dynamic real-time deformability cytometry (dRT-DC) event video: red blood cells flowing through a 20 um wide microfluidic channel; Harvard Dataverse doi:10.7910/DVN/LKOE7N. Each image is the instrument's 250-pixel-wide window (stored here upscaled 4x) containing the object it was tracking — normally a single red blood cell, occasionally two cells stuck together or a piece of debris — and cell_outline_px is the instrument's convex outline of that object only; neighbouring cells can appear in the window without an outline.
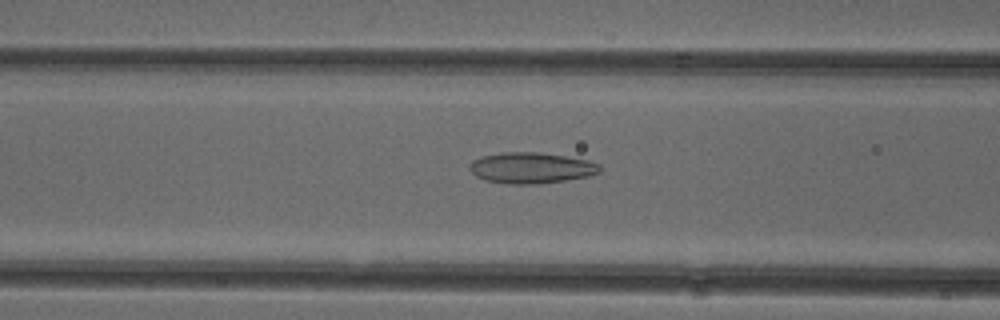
{"species": "common noctule bat (a hibernating species)", "species_latin": "Nyctalus noctula", "temperature_condition": "cold", "stored_images_in_passage": 51, "camera_frame_rate_fps": 3000, "um_per_image_px": 0.085, "animal": {"sex": "female"}, "frame": {"image": 1, "passage_image": 20, "time_ms": 6.333, "image_size_px": [1000, 320], "cell_outline_px": [[600, 172], [588, 176], [564, 180], [536, 184], [508, 184], [484, 180], [476, 176], [468, 168], [468, 164], [472, 160], [484, 156], [500, 152], [540, 152], [588, 160], [600, 164]], "centroid_in_image_um": [45.12, 14.27], "position_along_channel_um": 121.5, "area_um2": 23.52}}
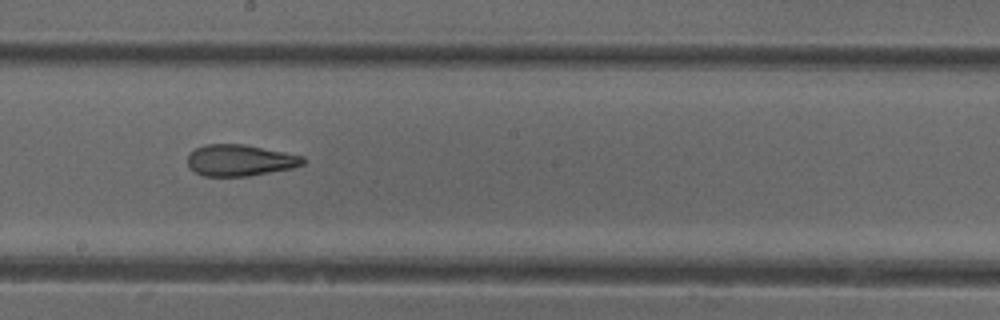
{"frame": {"image": 2, "passage_image": 28, "time_ms": 9.0, "image_size_px": [1000, 320], "cell_outline_px": [[304, 164], [292, 168], [248, 176], [204, 176], [196, 172], [188, 164], [188, 152], [204, 144], [244, 144], [304, 156]], "centroid_in_image_um": [20.39, 13.62], "position_along_channel_um": 227.8, "area_um2": 21.04}}
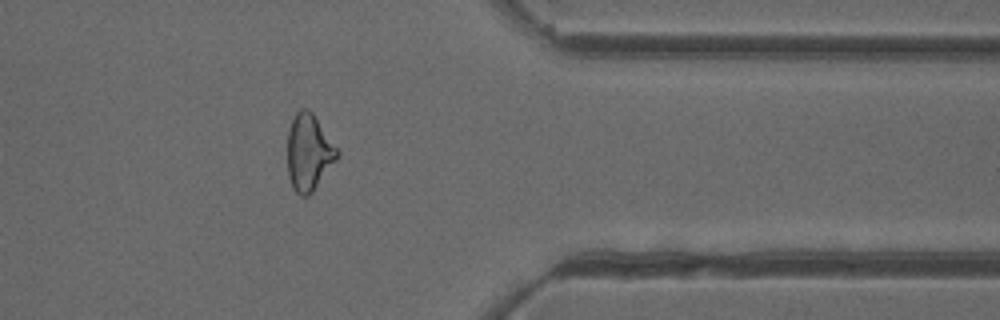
{"frame": {"image": 3, "passage_image": 41, "time_ms": 13.333, "image_size_px": [1000, 320], "cell_outline_px": [[340, 152], [336, 160], [312, 192], [308, 196], [300, 196], [292, 188], [288, 176], [288, 128], [296, 112], [300, 108], [308, 108], [312, 112]], "centroid_in_image_um": [26.23, 12.95], "position_along_channel_um": 385.2, "area_um2": 22.08}, "authors_computed_cell_mechanics": {"area_um2": 23.0622, "velocity_mm_per_s": 3.9767, "shape_relaxation_time_tau1_ms": null, "shape_relaxation_time_tau2_ms": 2.816, "deformation_change_tau1": null, "deformation_change_tau2": 0.1147}}